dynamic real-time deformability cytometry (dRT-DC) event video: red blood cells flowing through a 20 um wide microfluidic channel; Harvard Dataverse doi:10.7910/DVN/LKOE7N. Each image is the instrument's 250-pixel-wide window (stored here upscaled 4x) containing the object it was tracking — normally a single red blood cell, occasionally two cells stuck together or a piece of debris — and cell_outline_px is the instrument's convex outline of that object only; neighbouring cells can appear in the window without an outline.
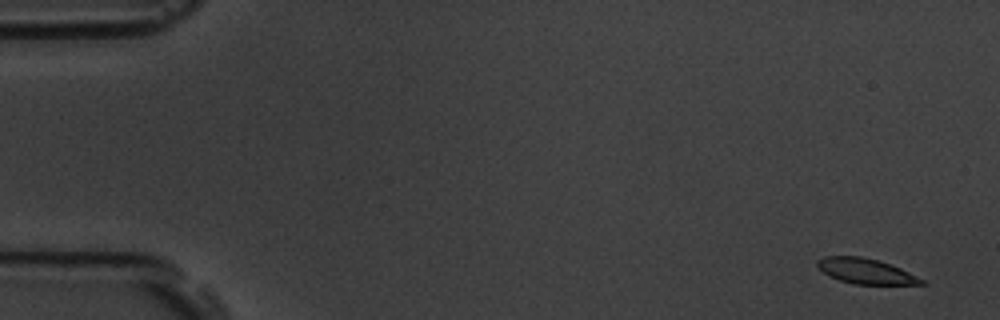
{"species": "common noctule bat (a hibernating species)", "species_latin": "Nyctalus noctula", "temperature_condition": "room temperature", "stored_images_in_passage": 6, "camera_frame_rate_fps": 3000, "um_per_image_px": 0.085, "animal": {"sex": "male", "body_mass_g": 19.5, "forearm_length_mm": 54.6}, "frame": {"image": 1, "passage_image": 1, "time_ms": 0.0, "image_size_px": [1000, 320], "cell_outline_px": [[928, 284], [852, 284], [840, 280], [824, 272], [816, 264], [816, 260], [824, 256], [860, 256], [880, 260], [900, 268], [924, 280]], "centroid_in_image_um": [73.59, 23.03], "position_along_channel_um": 11.4, "area_um2": 15.2}}